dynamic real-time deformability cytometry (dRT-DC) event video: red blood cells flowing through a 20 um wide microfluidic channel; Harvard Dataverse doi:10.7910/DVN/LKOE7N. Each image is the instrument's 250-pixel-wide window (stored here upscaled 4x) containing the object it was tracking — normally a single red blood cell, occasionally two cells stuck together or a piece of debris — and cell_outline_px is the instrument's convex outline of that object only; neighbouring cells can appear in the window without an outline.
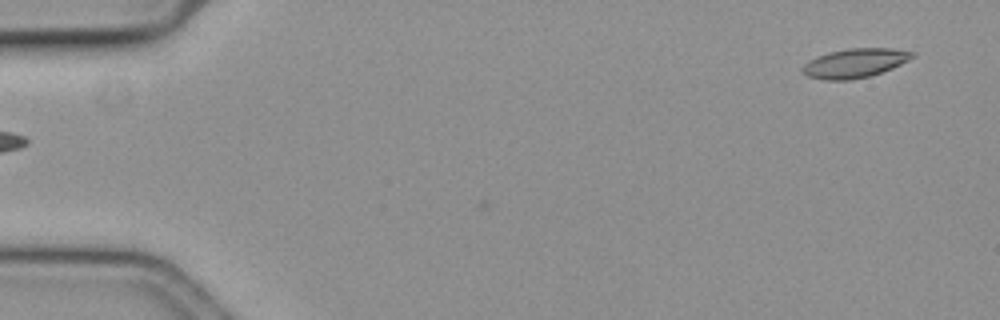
{"species": "common noctule bat (a hibernating species)", "species_latin": "Nyctalus noctula", "temperature_condition": "cold", "stored_images_in_passage": 5, "camera_frame_rate_fps": 3000, "um_per_image_px": 0.085, "animal": {"sex": "female", "body_mass_g": 19.3, "forearm_length_mm": 54.1}, "frame": {"image": 1, "passage_image": 1, "time_ms": 0.0, "image_size_px": [1000, 320], "cell_outline_px": [[916, 56], [892, 68], [868, 76], [848, 80], [824, 80], [808, 76], [800, 72], [800, 68], [808, 60], [816, 56], [828, 52], [848, 48], [892, 48], [916, 52]], "centroid_in_image_um": [72.63, 5.35], "position_along_channel_um": 12.4, "area_um2": 18.79}}